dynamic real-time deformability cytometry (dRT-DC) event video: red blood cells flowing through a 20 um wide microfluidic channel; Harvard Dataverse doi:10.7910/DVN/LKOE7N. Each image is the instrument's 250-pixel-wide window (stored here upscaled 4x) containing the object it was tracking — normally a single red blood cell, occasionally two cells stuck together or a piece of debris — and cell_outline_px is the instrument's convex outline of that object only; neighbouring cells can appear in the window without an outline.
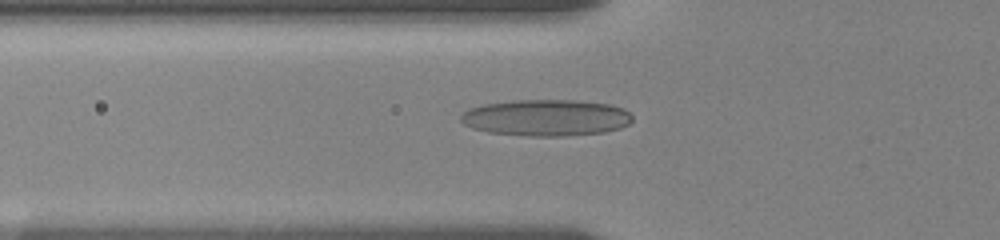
{"species": "human", "species_latin": "Homo sapiens", "temperature_condition": "room temperature", "stored_images_in_passage": 46, "camera_frame_rate_fps": 3000, "um_per_image_px": 0.085, "donor": {"sex": "female"}, "frame": {"image": 1, "passage_image": 19, "time_ms": 6.667, "image_size_px": [1000, 240], "cell_outline_px": [[632, 120], [628, 124], [620, 128], [604, 132], [560, 136], [532, 136], [488, 132], [472, 128], [464, 124], [460, 120], [460, 116], [468, 108], [484, 104], [512, 100], [576, 100], [612, 104], [624, 108], [632, 116]], "centroid_in_image_um": [46.42, 9.99], "position_along_channel_um": 79.4, "area_um2": 36.59}}
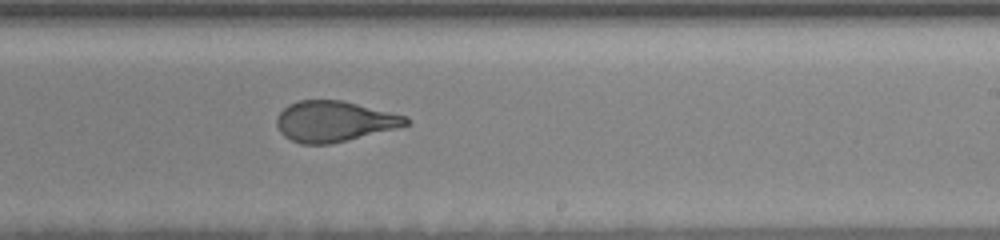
{"frame": {"image": 2, "passage_image": 28, "time_ms": 11.667, "image_size_px": [1000, 240], "cell_outline_px": [[408, 124], [396, 128], [328, 144], [300, 144], [284, 136], [280, 132], [276, 124], [276, 116], [288, 104], [300, 100], [344, 100], [408, 116]], "centroid_in_image_um": [28.38, 10.3], "position_along_channel_um": 260.6, "area_um2": 30.52}}
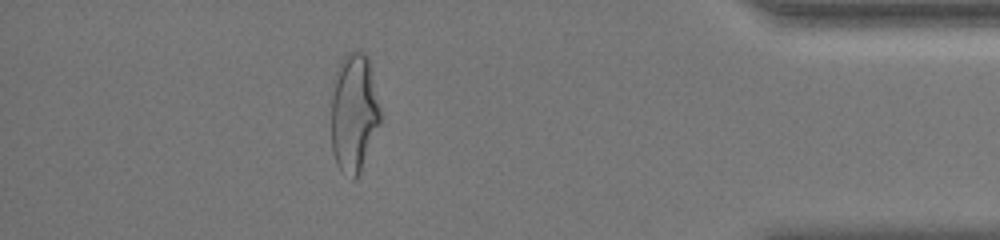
{"frame": {"image": 3, "passage_image": 41, "time_ms": 16.667, "image_size_px": [1000, 240], "cell_outline_px": [[380, 124], [360, 172], [352, 180], [336, 164], [332, 148], [332, 96], [336, 72], [340, 60], [348, 52], [364, 52], [368, 56], [380, 108]], "centroid_in_image_um": [30.09, 9.58], "position_along_channel_um": 405.1, "area_um2": 33.7}}